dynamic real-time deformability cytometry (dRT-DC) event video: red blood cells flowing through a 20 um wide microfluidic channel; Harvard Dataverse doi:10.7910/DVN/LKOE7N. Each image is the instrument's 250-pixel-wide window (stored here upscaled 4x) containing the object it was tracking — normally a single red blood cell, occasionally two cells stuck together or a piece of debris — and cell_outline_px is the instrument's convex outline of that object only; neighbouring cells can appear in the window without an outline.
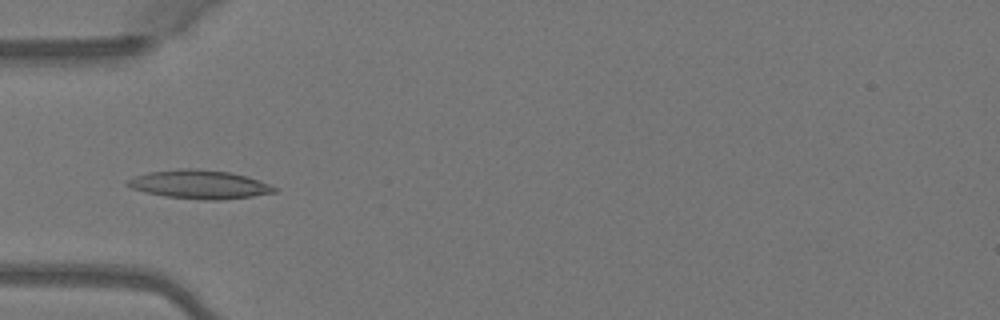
{"species": "Egyptian fruit bat (a non-hibernating species)", "species_latin": "Rousettus aegyptiacus", "temperature_condition": "warm", "stored_images_in_passage": 5, "camera_frame_rate_fps": 3000, "um_per_image_px": 0.085, "animal": {"sex": "female"}, "frame": {"image": 1, "passage_image": 4, "time_ms": 1.0, "image_size_px": [1000, 320], "cell_outline_px": [[280, 188], [276, 192], [252, 196], [220, 200], [204, 200], [164, 196], [144, 192], [132, 188], [124, 184], [128, 180], [136, 176], [148, 172], [176, 168], [196, 168], [232, 172], [248, 176]], "centroid_in_image_um": [16.98, 15.66], "position_along_channel_um": 68.0, "area_um2": 24.8}}